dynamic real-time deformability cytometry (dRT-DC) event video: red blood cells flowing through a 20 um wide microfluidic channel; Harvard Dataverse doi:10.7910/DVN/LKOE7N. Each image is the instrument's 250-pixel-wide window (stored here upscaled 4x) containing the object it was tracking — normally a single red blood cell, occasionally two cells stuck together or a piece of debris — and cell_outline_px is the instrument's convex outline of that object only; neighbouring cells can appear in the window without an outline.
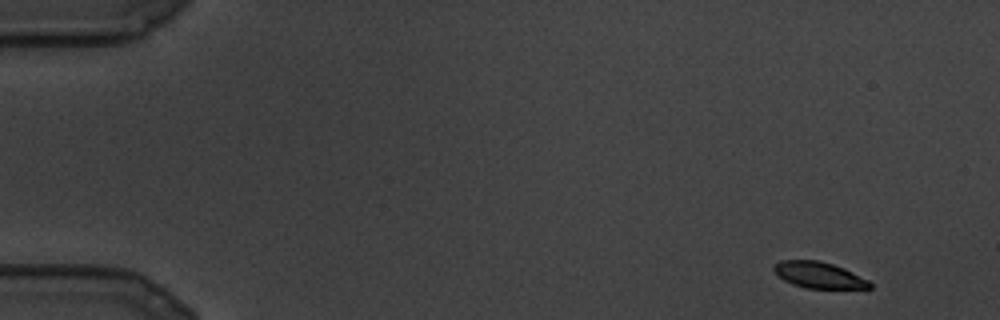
{"species": "common noctule bat (a hibernating species)", "species_latin": "Nyctalus noctula", "temperature_condition": "cold", "stored_images_in_passage": 10, "camera_frame_rate_fps": 3000, "um_per_image_px": 0.085, "animal": {"sex": "male", "body_mass_g": 19.5, "forearm_length_mm": 54.6}, "frame": {"image": 1, "passage_image": 1, "time_ms": 0.0, "image_size_px": [1000, 320], "cell_outline_px": [[872, 288], [804, 288], [792, 284], [784, 280], [772, 268], [772, 264], [780, 260], [820, 260], [844, 268], [868, 280], [872, 284]], "centroid_in_image_um": [69.58, 23.37], "position_along_channel_um": 15.4, "area_um2": 14.62}}
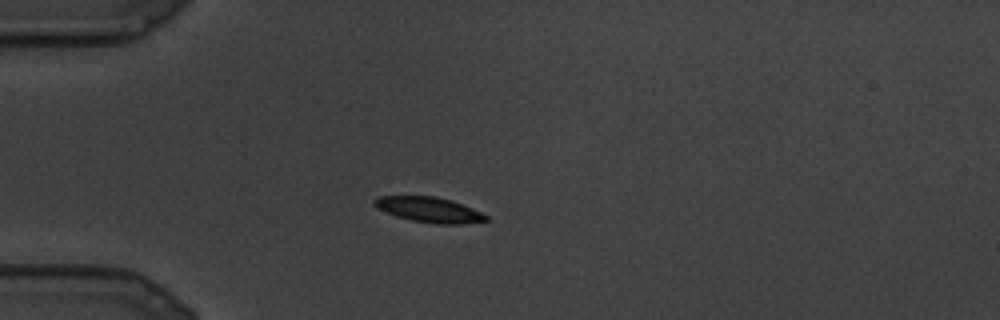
{"frame": {"image": 2, "passage_image": 7, "time_ms": 2.0, "image_size_px": [1000, 320], "cell_outline_px": [[488, 220], [460, 224], [436, 224], [412, 220], [396, 216], [372, 204], [372, 200], [376, 196], [436, 196], [452, 200], [472, 208], [488, 216]], "centroid_in_image_um": [36.47, 17.81], "position_along_channel_um": 48.5, "area_um2": 16.3}}
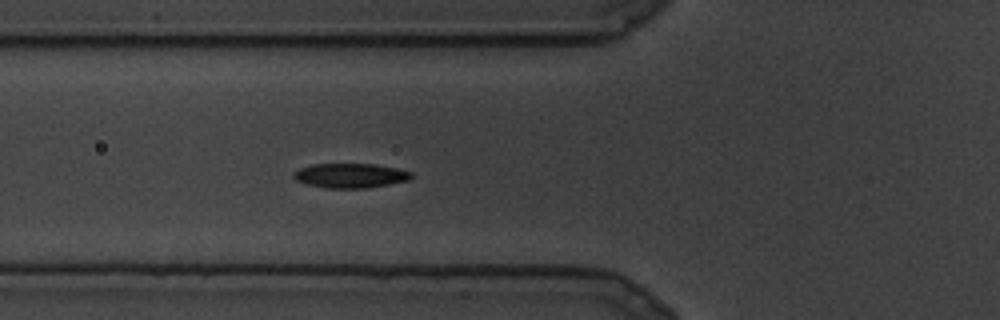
{"frame": {"image": 3, "passage_image": 10, "time_ms": 3.0, "image_size_px": [1000, 320], "cell_outline_px": [[412, 176], [408, 180], [368, 188], [328, 188], [308, 184], [296, 180], [292, 176], [292, 172], [300, 168], [312, 164], [376, 164], [396, 168], [412, 172]], "centroid_in_image_um": [29.76, 14.92], "position_along_channel_um": 96.0, "area_um2": 16.76}}